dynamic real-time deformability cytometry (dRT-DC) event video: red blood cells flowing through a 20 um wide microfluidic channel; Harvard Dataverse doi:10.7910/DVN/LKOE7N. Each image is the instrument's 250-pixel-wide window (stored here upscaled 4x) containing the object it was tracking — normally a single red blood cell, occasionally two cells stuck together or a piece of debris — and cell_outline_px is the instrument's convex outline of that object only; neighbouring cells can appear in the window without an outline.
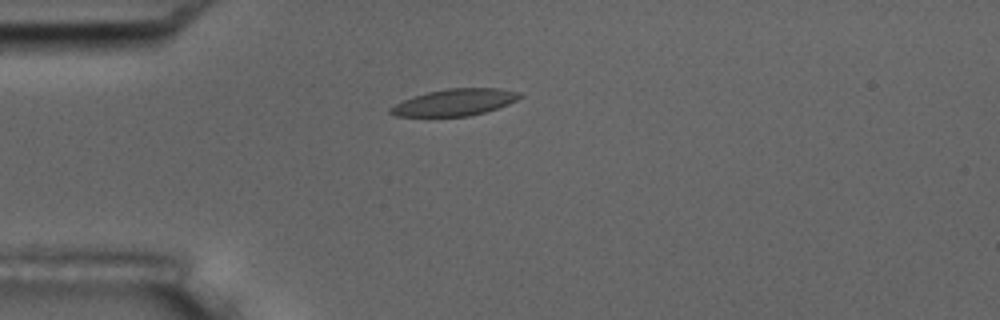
{"species": "common noctule bat (a hibernating species)", "species_latin": "Nyctalus noctula", "temperature_condition": "room temperature", "stored_images_in_passage": 1, "camera_frame_rate_fps": 3000, "um_per_image_px": 0.085, "animal": {"sex": "male", "body_mass_g": 17.5, "forearm_length_mm": 52.3}, "frame": {"image": 1, "passage_image": 1, "time_ms": 0.0, "image_size_px": [1000, 320], "cell_outline_px": [[524, 96], [508, 104], [484, 112], [468, 116], [396, 116], [388, 112], [388, 108], [404, 100], [428, 92], [444, 88], [500, 88], [520, 92]], "centroid_in_image_um": [38.67, 8.69], "position_along_channel_um": 46.3, "area_um2": 20.0}}